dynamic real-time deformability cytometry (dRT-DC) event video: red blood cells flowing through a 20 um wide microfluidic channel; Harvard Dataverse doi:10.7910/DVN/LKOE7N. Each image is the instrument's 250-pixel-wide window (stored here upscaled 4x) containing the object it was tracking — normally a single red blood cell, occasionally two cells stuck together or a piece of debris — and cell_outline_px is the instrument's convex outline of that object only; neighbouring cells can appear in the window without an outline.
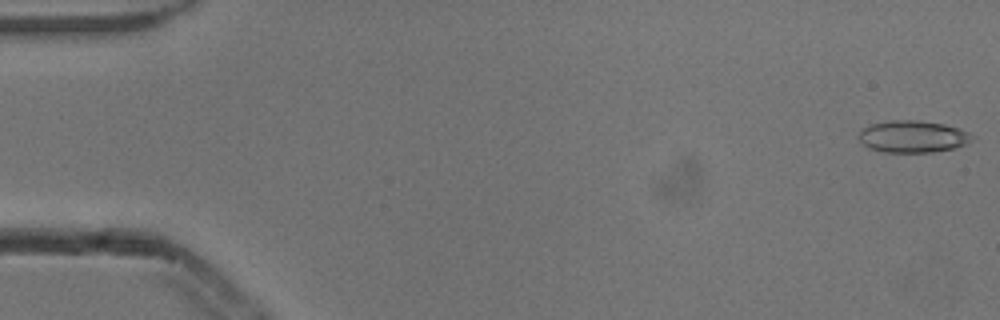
{"species": "common noctule bat (a hibernating species)", "species_latin": "Nyctalus noctula", "temperature_condition": "cold", "stored_images_in_passage": 4, "camera_frame_rate_fps": 3000, "um_per_image_px": 0.085, "animal": {"sex": "male", "body_mass_g": 13.3}, "frame": {"image": 1, "passage_image": 1, "time_ms": 0.0, "image_size_px": [1000, 320], "cell_outline_px": [[972, 136], [964, 144], [956, 148], [932, 152], [884, 152], [868, 148], [860, 140], [860, 132], [864, 128], [872, 124], [892, 120], [920, 120], [944, 124], [960, 128], [968, 132]], "centroid_in_image_um": [77.58, 11.6], "position_along_channel_um": 7.4, "area_um2": 20.87}}
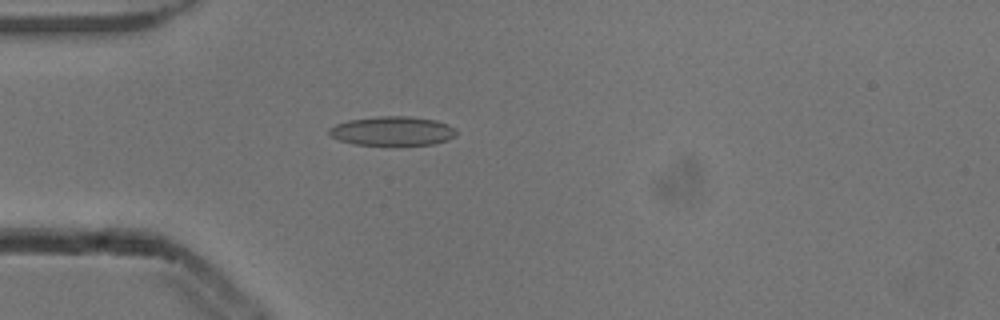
{"frame": {"image": 2, "passage_image": 4, "time_ms": 1.0, "image_size_px": [1000, 320], "cell_outline_px": [[456, 136], [448, 140], [432, 144], [400, 148], [356, 144], [340, 140], [332, 136], [328, 132], [328, 128], [336, 124], [348, 120], [380, 116], [408, 116], [436, 120], [448, 124], [456, 132]], "centroid_in_image_um": [33.37, 11.18], "position_along_channel_um": 51.6, "area_um2": 22.37}}